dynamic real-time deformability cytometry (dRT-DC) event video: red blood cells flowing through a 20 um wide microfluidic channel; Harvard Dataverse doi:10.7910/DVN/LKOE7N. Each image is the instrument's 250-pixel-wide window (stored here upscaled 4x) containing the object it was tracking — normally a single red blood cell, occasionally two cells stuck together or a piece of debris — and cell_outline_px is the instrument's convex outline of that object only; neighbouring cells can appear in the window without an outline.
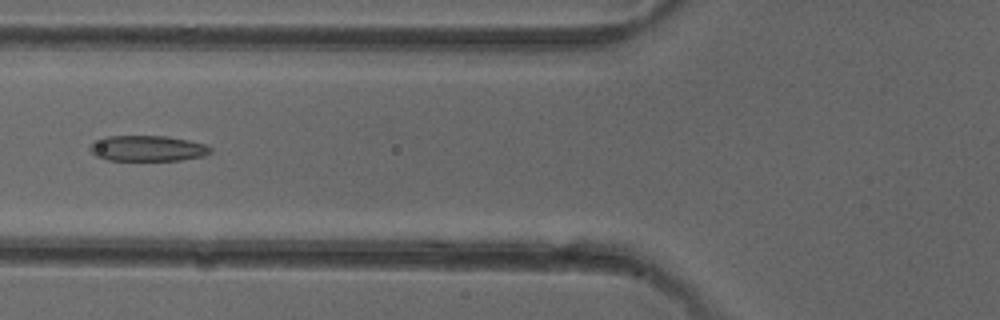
{"species": "common noctule bat (a hibernating species)", "species_latin": "Nyctalus noctula", "temperature_condition": "cold", "stored_images_in_passage": 2, "camera_frame_rate_fps": 3000, "um_per_image_px": 0.085, "animal": {"sex": "female"}, "frame": {"image": 1, "passage_image": 2, "time_ms": 1.0, "image_size_px": [1000, 320], "cell_outline_px": [[212, 152], [204, 156], [180, 160], [108, 160], [96, 156], [88, 148], [88, 144], [92, 140], [104, 136], [168, 136], [208, 144], [212, 148]], "centroid_in_image_um": [12.52, 12.6], "position_along_channel_um": 113.3, "area_um2": 18.38}}